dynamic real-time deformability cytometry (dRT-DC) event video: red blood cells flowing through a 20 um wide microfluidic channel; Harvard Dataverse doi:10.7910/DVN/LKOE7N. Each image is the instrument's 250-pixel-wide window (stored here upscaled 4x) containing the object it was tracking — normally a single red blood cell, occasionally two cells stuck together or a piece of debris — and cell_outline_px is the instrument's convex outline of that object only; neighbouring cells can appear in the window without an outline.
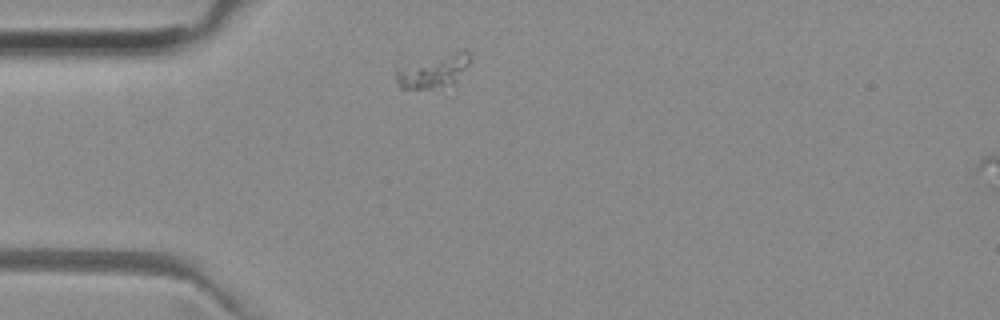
{"species": "common noctule bat (a hibernating species)", "species_latin": "Nyctalus noctula", "temperature_condition": "room temperature", "stored_images_in_passage": 2, "camera_frame_rate_fps": 3000, "um_per_image_px": 0.085, "animal": {"sex": "female", "body_mass_g": 29.2, "forearm_length_mm": 56.3}, "frame": {"image": 1, "passage_image": 1, "time_ms": 0.0, "image_size_px": [1000, 320], "cell_outline_px": [[472, 60], [452, 84], [432, 88], [400, 88], [396, 84], [396, 64], [460, 48], [468, 48], [472, 56]], "centroid_in_image_um": [36.81, 5.92], "position_along_channel_um": 48.2, "area_um2": 15.49}}